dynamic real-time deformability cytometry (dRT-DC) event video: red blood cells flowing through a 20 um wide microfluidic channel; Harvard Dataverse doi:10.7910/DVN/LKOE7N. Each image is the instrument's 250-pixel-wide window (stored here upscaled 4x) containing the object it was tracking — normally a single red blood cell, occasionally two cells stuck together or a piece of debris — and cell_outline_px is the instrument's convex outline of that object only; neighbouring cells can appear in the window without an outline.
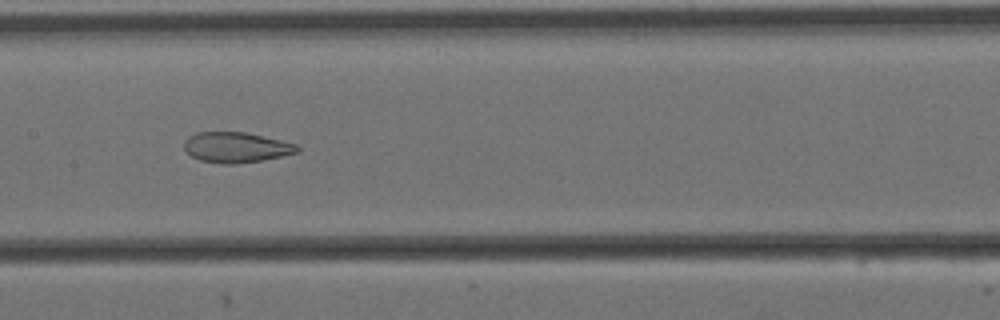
{"species": "Egyptian fruit bat (a non-hibernating species)", "species_latin": "Rousettus aegyptiacus", "temperature_condition": "cold", "stored_images_in_passage": 9, "camera_frame_rate_fps": 3000, "um_per_image_px": 0.085, "animal": {"sex": "female"}, "frame": {"image": 1, "passage_image": 8, "time_ms": 2.333, "image_size_px": [1000, 320], "cell_outline_px": [[300, 152], [264, 160], [232, 164], [224, 164], [200, 160], [192, 156], [184, 148], [184, 140], [188, 136], [196, 132], [244, 132], [280, 140], [296, 144], [300, 148]], "centroid_in_image_um": [20.07, 12.52], "position_along_channel_um": 187.3, "area_um2": 20.0}}
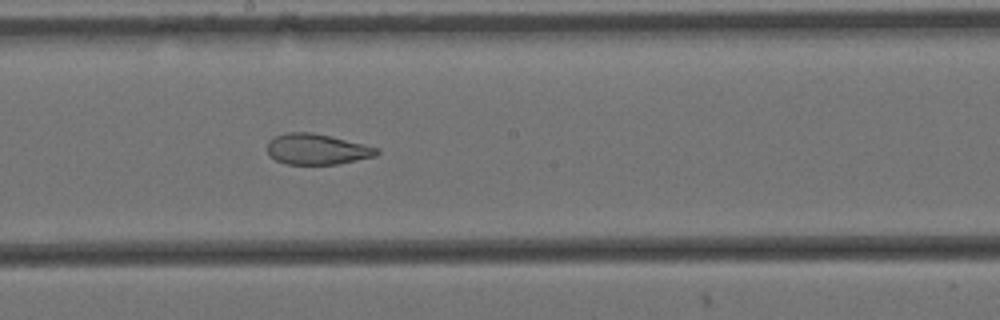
{"frame": {"image": 2, "passage_image": 9, "time_ms": 2.667, "image_size_px": [1000, 320], "cell_outline_px": [[380, 152], [376, 156], [340, 164], [284, 164], [276, 160], [268, 152], [268, 140], [276, 136], [288, 132], [312, 132], [332, 136], [380, 148]], "centroid_in_image_um": [26.98, 12.68], "position_along_channel_um": 221.2, "area_um2": 19.71}}